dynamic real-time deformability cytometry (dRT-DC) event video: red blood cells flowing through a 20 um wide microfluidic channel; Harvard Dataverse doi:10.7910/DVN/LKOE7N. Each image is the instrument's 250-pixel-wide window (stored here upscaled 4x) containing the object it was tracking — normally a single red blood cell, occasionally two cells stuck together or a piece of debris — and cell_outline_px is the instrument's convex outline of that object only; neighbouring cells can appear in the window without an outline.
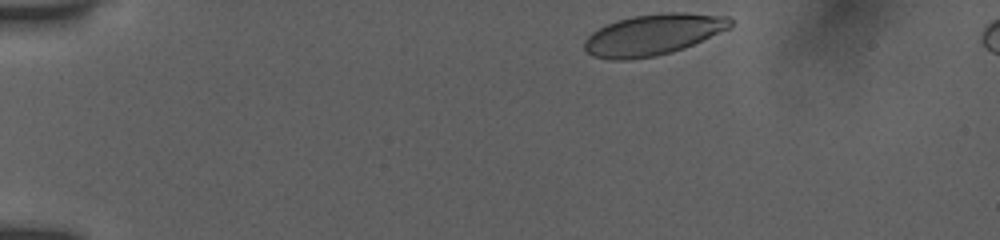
{"species": "human", "species_latin": "Homo sapiens", "temperature_condition": "room temperature", "stored_images_in_passage": 38, "camera_frame_rate_fps": 3000, "um_per_image_px": 0.085, "donor": {"sex": "female"}, "frame": {"image": 1, "passage_image": 1, "time_ms": 0.0, "image_size_px": [1000, 240], "cell_outline_px": [[732, 28], [684, 48], [672, 52], [656, 56], [628, 60], [612, 60], [592, 56], [584, 48], [584, 40], [592, 32], [616, 20], [632, 16], [660, 12], [684, 12], [728, 16], [732, 20]], "centroid_in_image_um": [55.54, 2.94], "position_along_channel_um": 29.5, "area_um2": 35.26}}
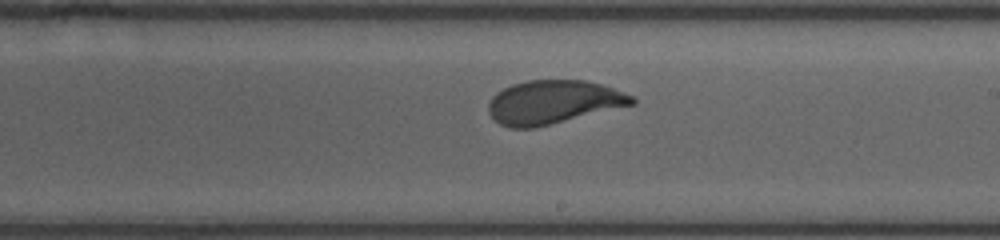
{"frame": {"image": 2, "passage_image": 24, "time_ms": 7.667, "image_size_px": [1000, 240], "cell_outline_px": [[636, 104], [532, 128], [508, 128], [500, 124], [488, 112], [488, 104], [492, 96], [496, 92], [512, 84], [528, 80], [588, 80], [636, 96]], "centroid_in_image_um": [47.04, 8.67], "position_along_channel_um": 242.0, "area_um2": 36.41}}
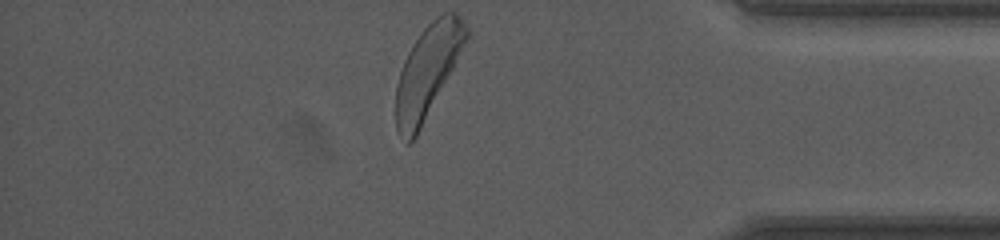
{"frame": {"image": 3, "passage_image": 38, "time_ms": 12.333, "image_size_px": [1000, 240], "cell_outline_px": [[468, 36], [452, 68], [416, 136], [408, 144], [396, 132], [396, 84], [404, 60], [408, 52], [424, 28], [436, 16], [444, 12], [456, 12], [460, 16], [468, 28]], "centroid_in_image_um": [36.32, 6.05], "position_along_channel_um": 398.9, "area_um2": 36.76}, "authors_computed_cell_mechanics": {"area_um2": 36.7319, "velocity_mm_per_s": 3.8754, "shape_relaxation_time_tau1_ms": 2.7538, "shape_relaxation_time_tau2_ms": null, "deformation_change_tau1": 0.1377, "deformation_change_tau2": null}}